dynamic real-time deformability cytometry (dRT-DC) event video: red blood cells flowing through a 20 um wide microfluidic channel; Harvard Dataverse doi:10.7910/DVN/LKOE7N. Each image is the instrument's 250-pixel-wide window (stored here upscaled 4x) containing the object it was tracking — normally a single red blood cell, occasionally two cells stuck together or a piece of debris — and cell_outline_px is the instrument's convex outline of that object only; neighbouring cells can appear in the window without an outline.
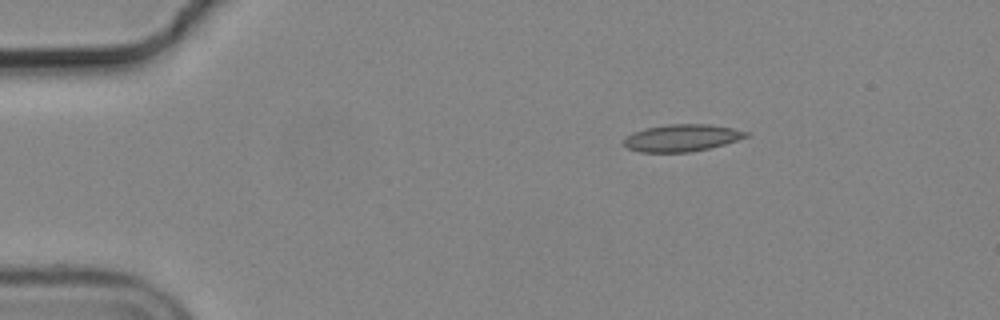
{"species": "common noctule bat (a hibernating species)", "species_latin": "Nyctalus noctula", "temperature_condition": "cold", "stored_images_in_passage": 47, "camera_frame_rate_fps": 3000, "um_per_image_px": 0.085, "animal": {"sex": "male", "body_mass_g": 19.2, "forearm_length_mm": 51.8}, "frame": {"image": 1, "passage_image": 1, "time_ms": 0.0, "image_size_px": [1000, 320], "cell_outline_px": [[752, 132], [748, 136], [724, 144], [708, 148], [688, 152], [640, 152], [628, 148], [624, 144], [624, 136], [632, 132], [644, 128], [668, 124], [708, 124], [732, 128]], "centroid_in_image_um": [57.93, 11.71], "position_along_channel_um": 27.1, "area_um2": 19.31}}
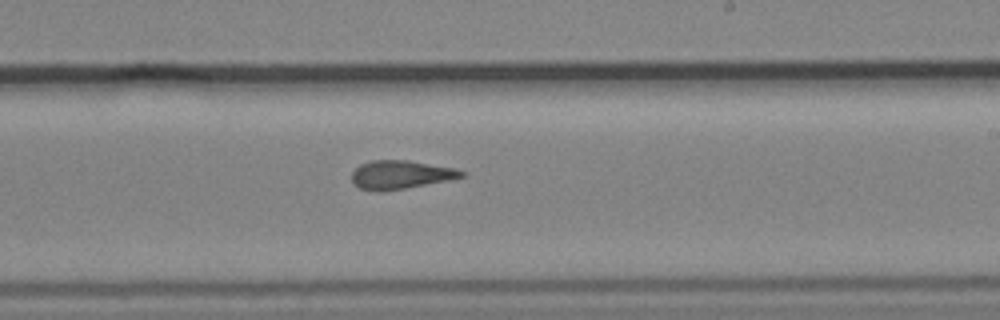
{"frame": {"image": 2, "passage_image": 25, "time_ms": 8.0, "image_size_px": [1000, 320], "cell_outline_px": [[464, 176], [448, 180], [404, 188], [380, 192], [376, 192], [360, 188], [352, 184], [352, 172], [360, 164], [372, 160], [408, 160], [456, 168], [464, 172]], "centroid_in_image_um": [34.01, 14.85], "position_along_channel_um": 255.0, "area_um2": 18.21}}
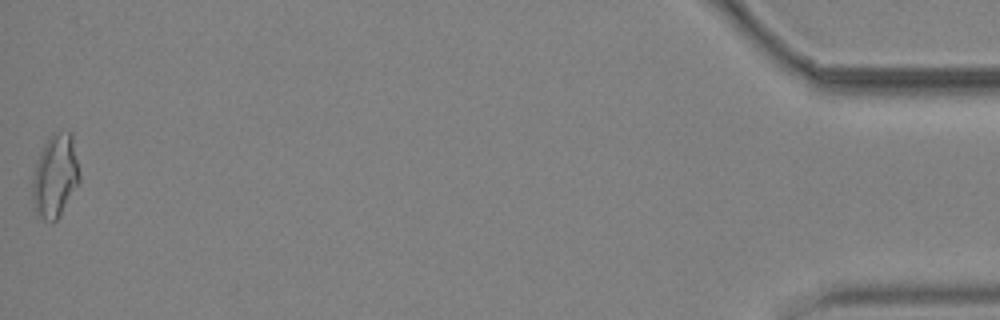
{"frame": {"image": 3, "passage_image": 47, "time_ms": 15.333, "image_size_px": [1000, 320], "cell_outline_px": [[80, 180], [60, 216], [52, 224], [36, 216], [32, 200], [32, 180], [36, 160], [48, 136], [52, 132], [72, 132], [80, 176]], "centroid_in_image_um": [4.67, 14.98], "position_along_channel_um": 430.5, "area_um2": 23.18}, "authors_computed_cell_mechanics": {"area_um2": 18.7272, "velocity_mm_per_s": 3.7042, "shape_relaxation_time_tau1_ms": 10.2536, "shape_relaxation_time_tau2_ms": 2.0593, "deformation_change_tau1": 0.2215, "deformation_change_tau2": 0.0877}}